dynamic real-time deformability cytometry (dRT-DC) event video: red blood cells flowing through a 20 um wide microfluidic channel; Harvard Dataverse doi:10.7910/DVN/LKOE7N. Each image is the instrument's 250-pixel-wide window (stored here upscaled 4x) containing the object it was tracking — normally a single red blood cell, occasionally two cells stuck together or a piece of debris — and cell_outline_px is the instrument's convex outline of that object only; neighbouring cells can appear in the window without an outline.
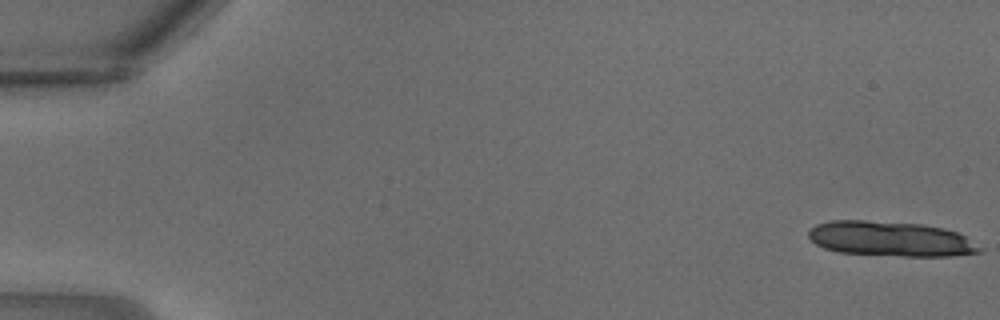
{"species": "common noctule bat (a hibernating species)", "species_latin": "Nyctalus noctula", "temperature_condition": "warm", "stored_images_in_passage": 29, "camera_frame_rate_fps": 3000, "um_per_image_px": 0.085, "animal": {"sex": "male", "body_mass_g": 18.8}, "frame": {"image": 1, "passage_image": 1, "time_ms": 0.0, "image_size_px": [1000, 320], "cell_outline_px": [[984, 252], [952, 256], [904, 256], [840, 252], [824, 248], [816, 244], [808, 236], [808, 232], [816, 224], [828, 220], [864, 220], [924, 224], [944, 228], [960, 232], [984, 248]], "centroid_in_image_um": [75.77, 20.3], "position_along_channel_um": 9.2, "area_um2": 35.2}}
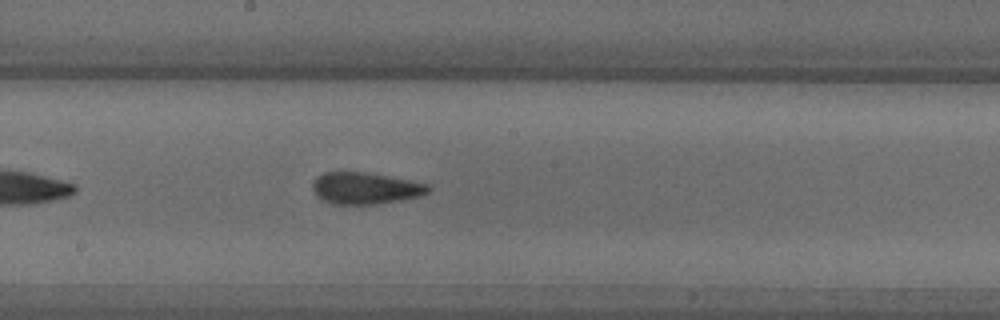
{"frame": {"image": 2, "passage_image": 18, "time_ms": 5.667, "image_size_px": [1000, 320], "cell_outline_px": [[432, 188], [428, 192], [420, 196], [400, 200], [376, 204], [332, 204], [316, 196], [312, 188], [312, 184], [316, 176], [324, 172], [360, 172], [412, 180], [428, 184]], "centroid_in_image_um": [31.04, 16.0], "position_along_channel_um": 217.2, "area_um2": 21.33}}
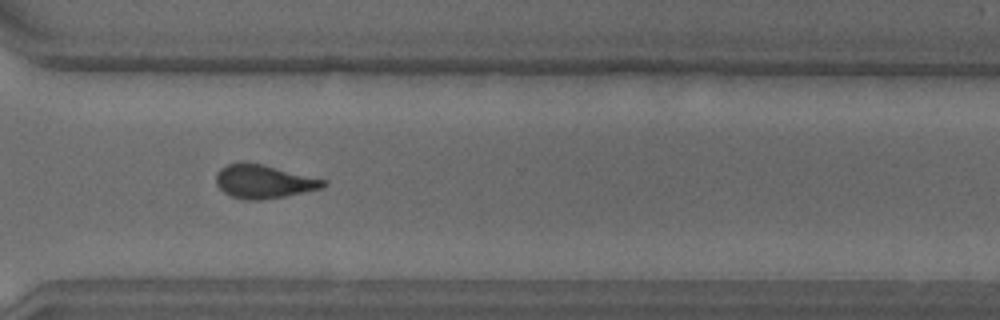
{"frame": {"image": 3, "passage_image": 24, "time_ms": 7.667, "image_size_px": [1000, 320], "cell_outline_px": [[328, 184], [320, 188], [304, 192], [284, 196], [256, 200], [244, 200], [232, 196], [224, 192], [216, 184], [216, 172], [220, 168], [228, 164], [244, 160], [328, 180]], "centroid_in_image_um": [22.39, 15.41], "position_along_channel_um": 348.2, "area_um2": 20.98}}